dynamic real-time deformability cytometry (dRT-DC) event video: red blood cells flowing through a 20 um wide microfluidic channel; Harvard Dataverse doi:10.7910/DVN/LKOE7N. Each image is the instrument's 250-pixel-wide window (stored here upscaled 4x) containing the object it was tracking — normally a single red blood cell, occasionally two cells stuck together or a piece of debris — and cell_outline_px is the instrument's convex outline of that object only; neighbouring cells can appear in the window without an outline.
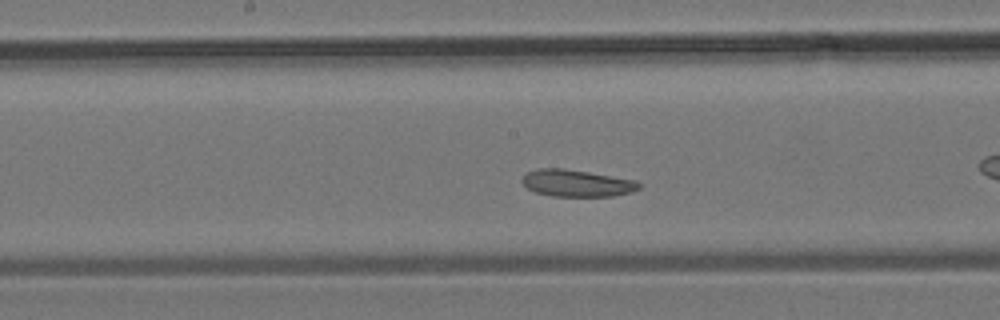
{"species": "common noctule bat (a hibernating species)", "species_latin": "Nyctalus noctula", "temperature_condition": "room temperature", "stored_images_in_passage": 30, "camera_frame_rate_fps": 3000, "um_per_image_px": 0.085, "animal": {"sex": "male", "body_mass_g": 19.2, "forearm_length_mm": 51.8}, "frame": {"image": 1, "passage_image": 9, "time_ms": 2.667, "image_size_px": [1000, 320], "cell_outline_px": [[640, 188], [632, 192], [612, 196], [552, 196], [536, 192], [528, 188], [520, 180], [528, 172], [540, 168], [564, 168], [636, 180], [640, 184]], "centroid_in_image_um": [49.04, 15.57], "position_along_channel_um": 199.2, "area_um2": 18.21}}